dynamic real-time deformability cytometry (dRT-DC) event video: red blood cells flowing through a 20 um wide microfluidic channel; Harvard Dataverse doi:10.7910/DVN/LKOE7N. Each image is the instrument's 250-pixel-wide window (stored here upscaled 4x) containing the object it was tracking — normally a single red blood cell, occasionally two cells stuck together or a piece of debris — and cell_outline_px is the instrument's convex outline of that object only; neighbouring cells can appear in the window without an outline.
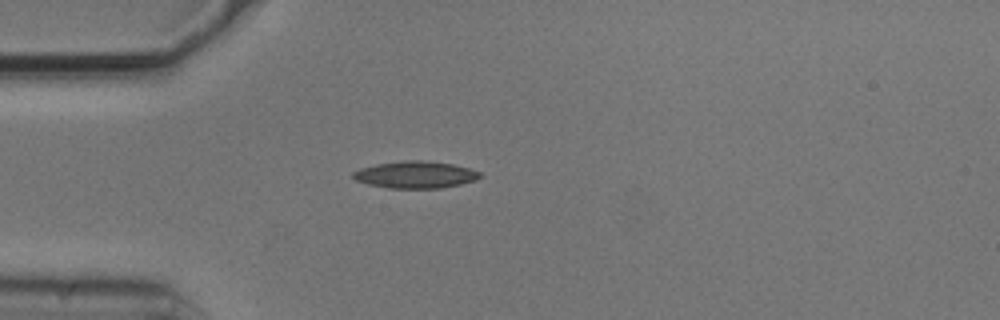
{"species": "common noctule bat (a hibernating species)", "species_latin": "Nyctalus noctula", "temperature_condition": "cold", "stored_images_in_passage": 3, "camera_frame_rate_fps": 3000, "um_per_image_px": 0.085, "animal": {"sex": "male", "body_mass_g": 20.5, "forearm_length_mm": 52.5}, "frame": {"image": 1, "passage_image": 3, "time_ms": 0.667, "image_size_px": [1000, 320], "cell_outline_px": [[484, 176], [476, 180], [460, 184], [440, 188], [388, 188], [368, 184], [356, 180], [352, 176], [352, 172], [360, 168], [376, 164], [404, 160], [420, 160], [452, 164], [468, 168], [480, 172]], "centroid_in_image_um": [35.31, 14.85], "position_along_channel_um": 49.7, "area_um2": 19.94}}